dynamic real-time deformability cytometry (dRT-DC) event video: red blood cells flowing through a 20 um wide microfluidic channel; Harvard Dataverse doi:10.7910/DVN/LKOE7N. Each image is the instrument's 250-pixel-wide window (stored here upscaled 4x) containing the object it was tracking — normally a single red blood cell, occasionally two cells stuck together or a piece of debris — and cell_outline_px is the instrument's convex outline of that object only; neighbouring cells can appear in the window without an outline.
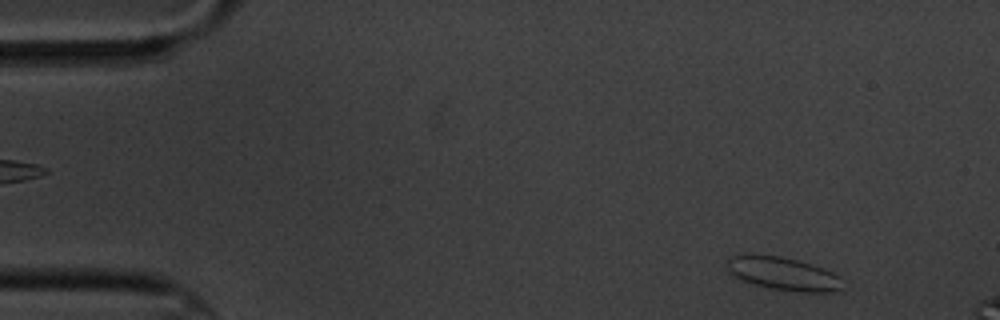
{"species": "common noctule bat (a hibernating species)", "species_latin": "Nyctalus noctula", "temperature_condition": "cold", "stored_images_in_passage": 2, "segment_of_instrument_passage": [2, 2], "camera_frame_rate_fps": 3000, "um_per_image_px": 0.085, "animal": {"sex": "male", "body_mass_g": 20.1, "forearm_length_mm": 53.5}, "frame": {"image": 1, "passage_image": 2, "time_ms": 1.333, "image_size_px": [1000, 320], "cell_outline_px": [[844, 292], [800, 292], [772, 288], [756, 284], [744, 280], [736, 276], [728, 268], [728, 260], [732, 256], [744, 252], [780, 256], [812, 264], [824, 268], [840, 276], [844, 288]], "centroid_in_image_um": [66.65, 23.25], "position_along_channel_um": 18.3, "area_um2": 22.48}}